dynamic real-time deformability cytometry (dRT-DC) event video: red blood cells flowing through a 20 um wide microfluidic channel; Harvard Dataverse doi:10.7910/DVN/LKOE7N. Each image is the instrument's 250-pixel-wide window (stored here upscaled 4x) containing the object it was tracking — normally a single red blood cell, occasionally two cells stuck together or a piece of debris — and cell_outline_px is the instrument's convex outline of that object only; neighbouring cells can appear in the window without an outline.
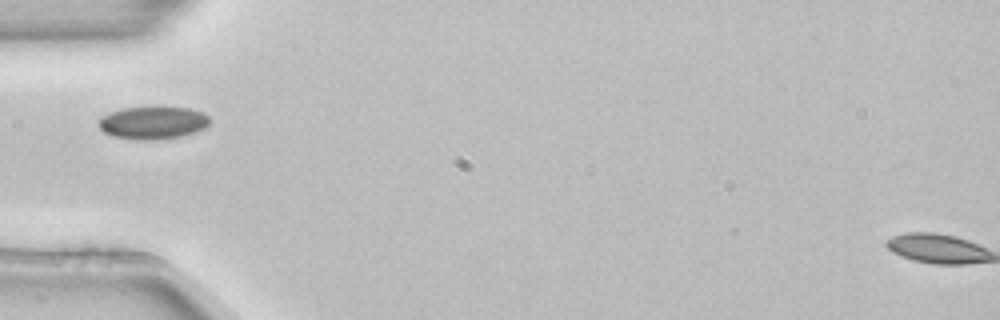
{"species": "common noctule bat (a hibernating species)", "species_latin": "Nyctalus noctula", "temperature_condition": "room temperature", "stored_images_in_passage": 4, "camera_frame_rate_fps": 3000, "um_per_image_px": 0.085, "animal": {"sex": "female", "body_mass_g": 22.7, "forearm_length_mm": 54.2}, "frame": {"image": 1, "passage_image": 4, "time_ms": 1.0, "image_size_px": [1000, 320], "cell_outline_px": [[208, 124], [204, 128], [180, 136], [156, 140], [140, 140], [112, 136], [104, 132], [96, 124], [104, 116], [112, 112], [124, 108], [188, 108], [200, 112], [208, 116]], "centroid_in_image_um": [12.96, 10.45], "position_along_channel_um": 72.0, "area_um2": 20.58}}